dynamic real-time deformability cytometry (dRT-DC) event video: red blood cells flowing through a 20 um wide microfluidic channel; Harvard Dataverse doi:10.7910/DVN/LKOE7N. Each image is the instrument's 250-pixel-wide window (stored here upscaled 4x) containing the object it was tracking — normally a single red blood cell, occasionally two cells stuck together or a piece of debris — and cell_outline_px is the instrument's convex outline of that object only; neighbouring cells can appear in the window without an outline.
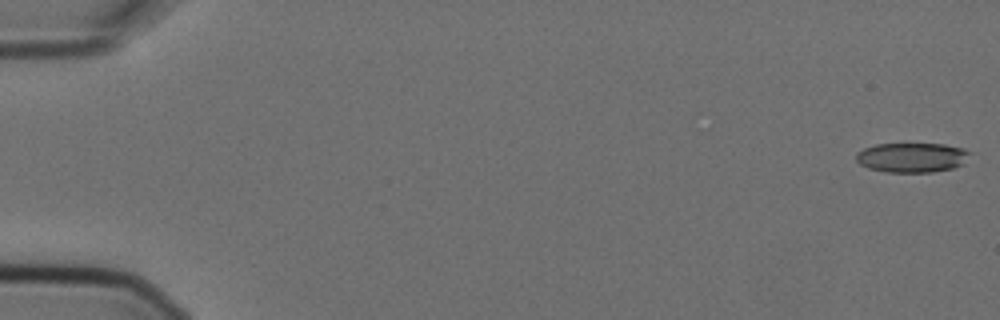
{"species": "Egyptian fruit bat (a non-hibernating species)", "species_latin": "Rousettus aegyptiacus", "temperature_condition": "cold", "stored_images_in_passage": 5, "camera_frame_rate_fps": 3000, "um_per_image_px": 0.085, "animal": {"sex": "female"}, "frame": {"image": 1, "passage_image": 1, "time_ms": 0.0, "image_size_px": [1000, 320], "cell_outline_px": [[972, 152], [964, 164], [952, 168], [932, 172], [884, 172], [868, 168], [860, 164], [856, 160], [856, 152], [864, 148], [876, 144], [944, 144], [964, 148]], "centroid_in_image_um": [77.53, 13.38], "position_along_channel_um": 7.5, "area_um2": 19.83}}
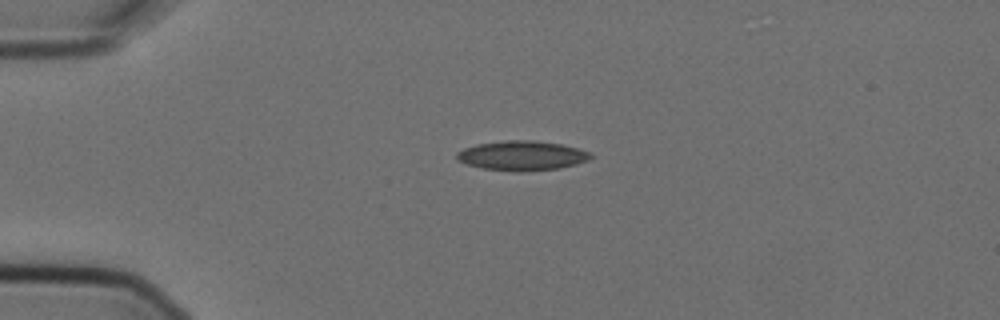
{"frame": {"image": 2, "passage_image": 5, "time_ms": 1.333, "image_size_px": [1000, 320], "cell_outline_px": [[592, 156], [588, 160], [576, 164], [560, 168], [524, 172], [516, 172], [480, 168], [456, 160], [456, 152], [464, 148], [476, 144], [504, 140], [532, 140], [560, 144], [592, 152]], "centroid_in_image_um": [44.34, 13.23], "position_along_channel_um": 40.7, "area_um2": 23.29}}